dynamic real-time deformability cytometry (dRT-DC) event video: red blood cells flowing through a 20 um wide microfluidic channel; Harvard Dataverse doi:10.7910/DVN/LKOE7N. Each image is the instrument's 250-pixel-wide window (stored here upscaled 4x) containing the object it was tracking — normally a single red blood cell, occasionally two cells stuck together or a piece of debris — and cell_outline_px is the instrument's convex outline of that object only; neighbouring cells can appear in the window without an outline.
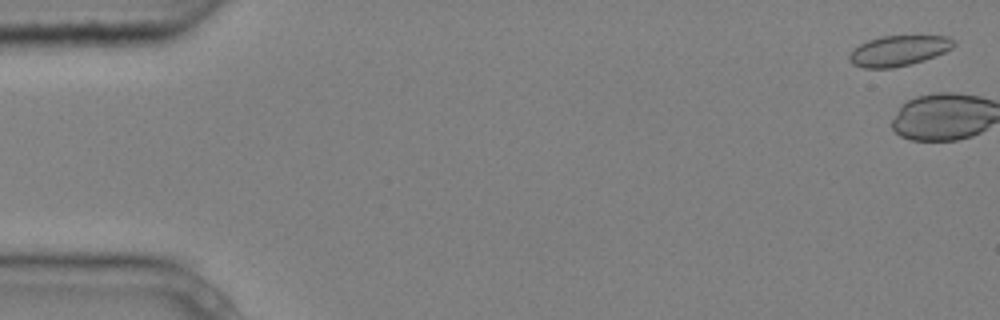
{"species": "common noctule bat (a hibernating species)", "species_latin": "Nyctalus noctula", "temperature_condition": "cold", "stored_images_in_passage": 7, "camera_frame_rate_fps": 3000, "um_per_image_px": 0.085, "animal": {"sex": "male", "body_mass_g": 20.4}, "frame": {"image": 1, "passage_image": 1, "time_ms": 0.0, "image_size_px": [1000, 320], "cell_outline_px": [[956, 44], [952, 48], [936, 56], [924, 60], [892, 68], [864, 68], [852, 64], [848, 60], [848, 56], [860, 44], [868, 40], [880, 36], [948, 36], [956, 40]], "centroid_in_image_um": [76.4, 4.3], "position_along_channel_um": 8.6, "area_um2": 18.5}}